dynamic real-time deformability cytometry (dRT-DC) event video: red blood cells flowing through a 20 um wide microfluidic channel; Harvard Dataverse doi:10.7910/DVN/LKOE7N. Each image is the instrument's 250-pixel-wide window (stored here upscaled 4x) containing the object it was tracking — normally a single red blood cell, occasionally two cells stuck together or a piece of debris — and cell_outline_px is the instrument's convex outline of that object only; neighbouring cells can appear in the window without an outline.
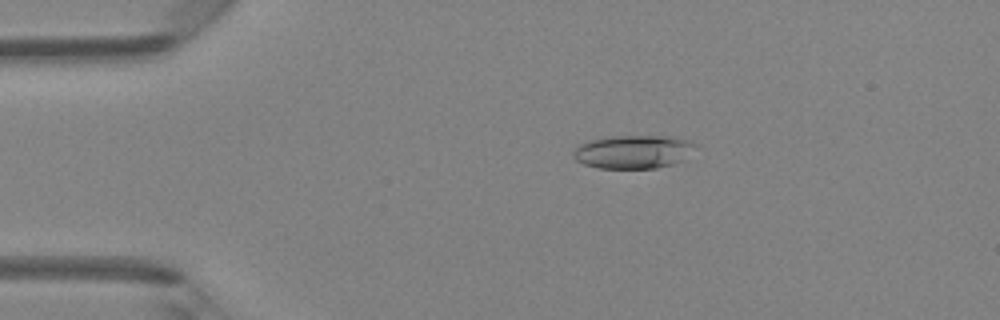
{"species": "Egyptian fruit bat (a non-hibernating species)", "species_latin": "Rousettus aegyptiacus", "temperature_condition": "room temperature", "stored_images_in_passage": 47, "camera_frame_rate_fps": 3000, "um_per_image_px": 0.085, "animal": {"sex": "female"}, "frame": {"image": 1, "passage_image": 9, "time_ms": 2.667, "image_size_px": [1000, 320], "cell_outline_px": [[700, 144], [680, 160], [672, 164], [656, 168], [596, 168], [584, 164], [576, 160], [572, 156], [572, 152], [580, 144], [588, 140], [608, 136], [664, 136], [688, 140]], "centroid_in_image_um": [53.78, 12.89], "position_along_channel_um": 31.2, "area_um2": 23.7}}
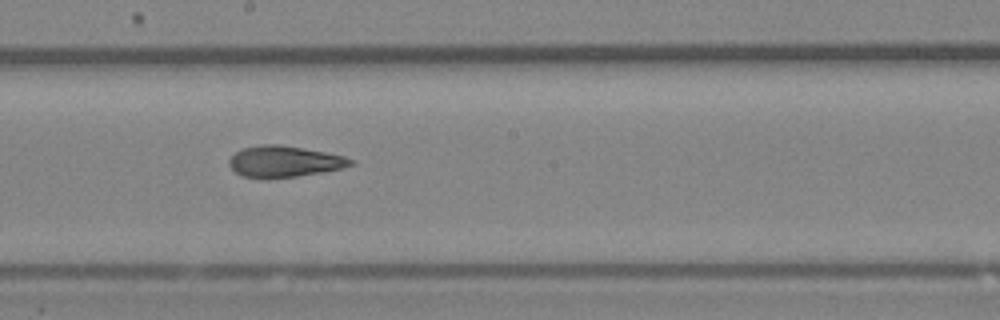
{"frame": {"image": 2, "passage_image": 26, "time_ms": 8.333, "image_size_px": [1000, 320], "cell_outline_px": [[356, 164], [340, 168], [320, 172], [296, 176], [240, 176], [228, 164], [228, 160], [240, 148], [260, 144], [280, 144], [324, 152], [344, 156], [356, 160]], "centroid_in_image_um": [24.17, 13.69], "position_along_channel_um": 224.0, "area_um2": 21.62}}
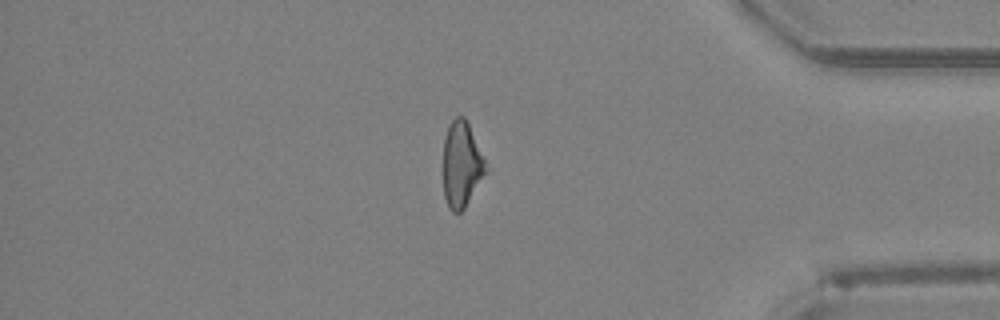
{"frame": {"image": 3, "passage_image": 40, "time_ms": 13.0, "image_size_px": [1000, 320], "cell_outline_px": [[488, 172], [464, 208], [460, 212], [452, 212], [448, 208], [444, 196], [444, 140], [448, 124], [456, 116], [464, 116], [468, 124], [488, 168]], "centroid_in_image_um": [39.24, 14.0], "position_along_channel_um": 396.0, "area_um2": 21.15}, "authors_computed_cell_mechanics": {"area_um2": 22.4842, "velocity_mm_per_s": 4.2924, "shape_relaxation_time_tau1_ms": 5.7591, "shape_relaxation_time_tau2_ms": 2.6185, "deformation_change_tau1": 0.1515, "deformation_change_tau2": 0.1186}}